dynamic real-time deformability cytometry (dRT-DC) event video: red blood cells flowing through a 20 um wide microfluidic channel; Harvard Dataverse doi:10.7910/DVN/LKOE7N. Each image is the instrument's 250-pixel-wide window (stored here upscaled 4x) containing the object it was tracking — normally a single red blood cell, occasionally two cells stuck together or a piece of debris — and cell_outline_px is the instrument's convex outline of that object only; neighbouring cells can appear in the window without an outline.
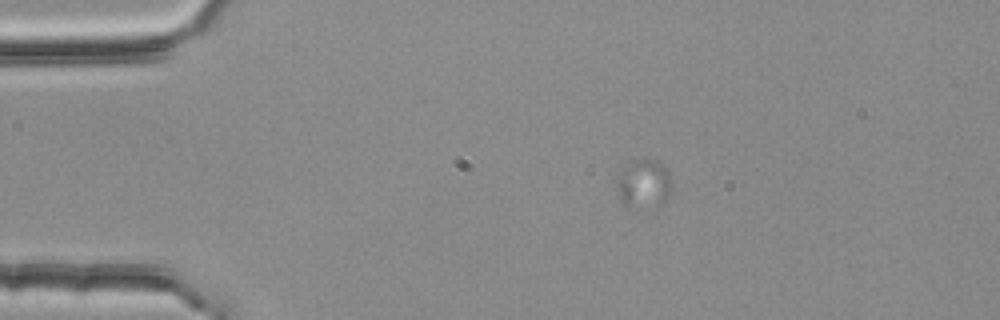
{"species": "common noctule bat (a hibernating species)", "species_latin": "Nyctalus noctula", "temperature_condition": "room temperature", "stored_images_in_passage": 2, "camera_frame_rate_fps": 3000, "um_per_image_px": 0.085, "animal": {"sex": "female", "body_mass_g": 25.1}, "frame": {"image": 1, "passage_image": 2, "time_ms": 0.333, "image_size_px": [1000, 320], "cell_outline_px": [[672, 184], [664, 204], [624, 208], [620, 204], [616, 184], [620, 168], [628, 160], [640, 156], [656, 160], [668, 168]], "centroid_in_image_um": [54.66, 15.55], "position_along_channel_um": 30.3, "area_um2": 16.47}}